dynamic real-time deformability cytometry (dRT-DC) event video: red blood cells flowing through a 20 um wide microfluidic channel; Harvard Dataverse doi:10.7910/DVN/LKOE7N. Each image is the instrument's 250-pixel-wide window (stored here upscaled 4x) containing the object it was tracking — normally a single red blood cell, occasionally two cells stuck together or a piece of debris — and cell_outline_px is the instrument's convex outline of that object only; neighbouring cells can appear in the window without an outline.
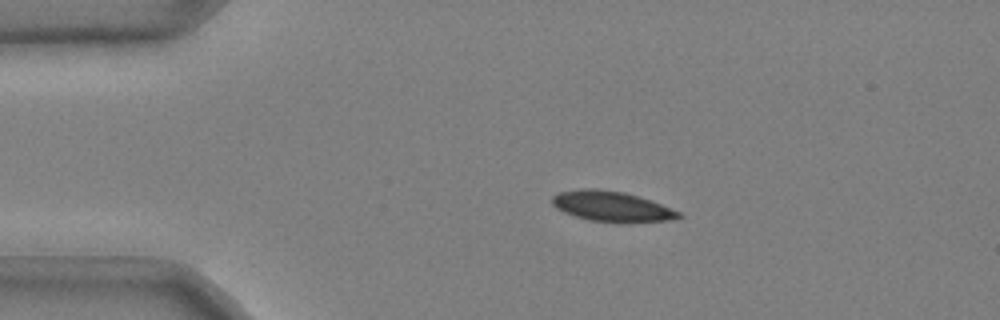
{"species": "common noctule bat (a hibernating species)", "species_latin": "Nyctalus noctula", "temperature_condition": "cold", "stored_images_in_passage": 42, "camera_frame_rate_fps": 3000, "um_per_image_px": 0.085, "animal": {"sex": "male", "body_mass_g": 20.4}, "frame": {"image": 1, "passage_image": 1, "time_ms": 0.0, "image_size_px": [1000, 320], "cell_outline_px": [[684, 216], [668, 220], [620, 224], [588, 220], [564, 212], [556, 208], [552, 204], [552, 196], [560, 192], [580, 188], [596, 188], [624, 192], [660, 204], [680, 212]], "centroid_in_image_um": [51.97, 17.56], "position_along_channel_um": 33.0, "area_um2": 22.48}}
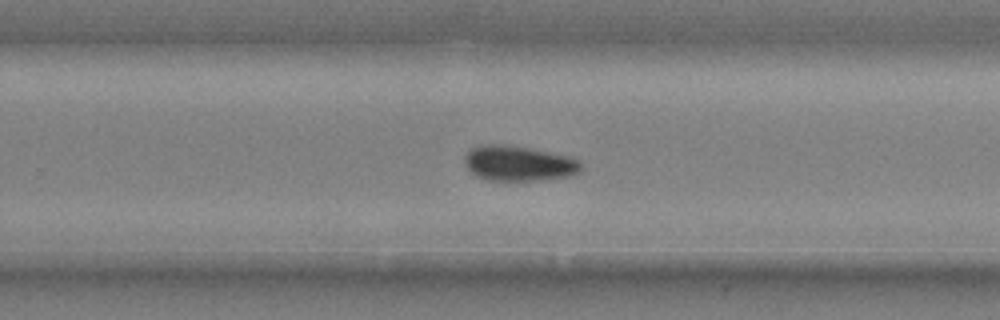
{"frame": {"image": 2, "passage_image": 25, "time_ms": 8.0, "image_size_px": [1000, 320], "cell_outline_px": [[584, 168], [580, 172], [572, 176], [536, 180], [488, 180], [476, 176], [468, 168], [464, 160], [464, 156], [472, 148], [480, 144], [512, 144], [568, 156], [580, 160]], "centroid_in_image_um": [44.12, 13.87], "position_along_channel_um": 285.7, "area_um2": 24.16}}
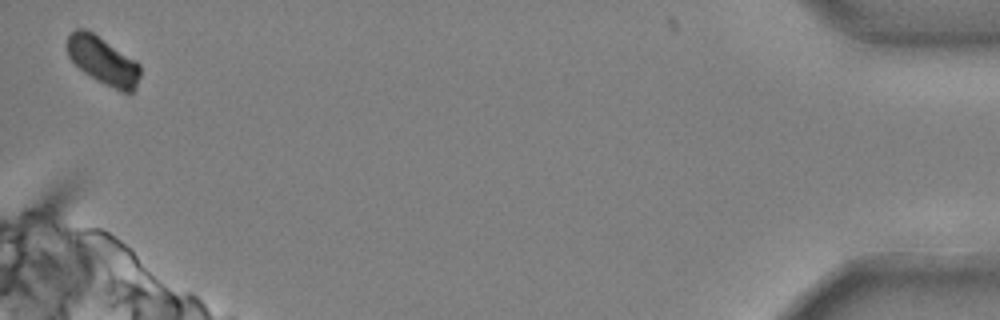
{"frame": {"image": 3, "passage_image": 42, "time_ms": 13.667, "image_size_px": [1000, 320], "cell_outline_px": [[140, 76], [136, 88], [132, 92], [120, 92], [96, 80], [84, 72], [68, 56], [68, 36], [76, 28], [84, 28], [92, 32], [136, 60], [140, 64]], "centroid_in_image_um": [8.79, 5.17], "position_along_channel_um": 426.4, "area_um2": 20.23}, "authors_computed_cell_mechanics": {"area_um2": 23.0333, "velocity_mm_per_s": 3.6797, "shape_relaxation_time_tau1_ms": 4.322, "shape_relaxation_time_tau2_ms": null, "deformation_change_tau1": 0.1135, "deformation_change_tau2": null}}